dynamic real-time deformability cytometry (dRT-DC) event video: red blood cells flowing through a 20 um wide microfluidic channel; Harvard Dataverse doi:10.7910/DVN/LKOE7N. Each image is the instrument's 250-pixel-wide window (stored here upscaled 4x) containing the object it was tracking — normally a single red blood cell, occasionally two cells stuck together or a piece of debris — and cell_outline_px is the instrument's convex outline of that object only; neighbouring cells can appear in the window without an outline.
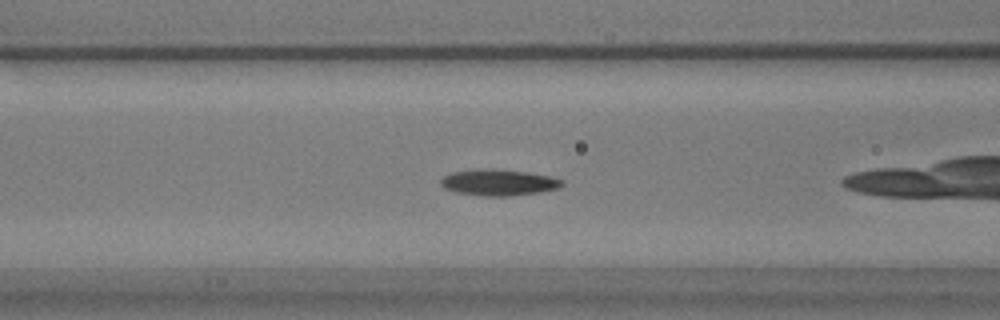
{"species": "common noctule bat (a hibernating species)", "species_latin": "Nyctalus noctula", "temperature_condition": "warm", "stored_images_in_passage": 11, "camera_frame_rate_fps": 3000, "um_per_image_px": 0.085, "animal": {"sex": "male", "body_mass_g": 17.9}, "frame": {"image": 1, "passage_image": 6, "time_ms": 1.667, "image_size_px": [1000, 320], "cell_outline_px": [[564, 184], [560, 188], [540, 192], [512, 196], [480, 196], [456, 192], [444, 188], [440, 184], [440, 180], [444, 176], [452, 172], [480, 168], [528, 172], [548, 176], [564, 180]], "centroid_in_image_um": [42.38, 15.52], "position_along_channel_um": 124.2, "area_um2": 18.61}}
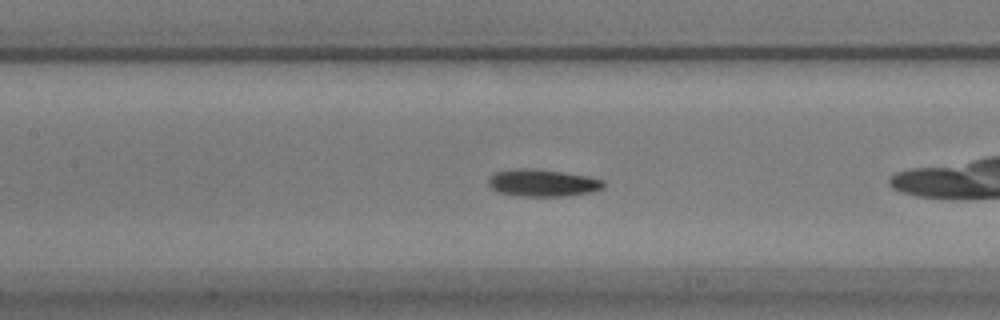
{"frame": {"image": 2, "passage_image": 9, "time_ms": 2.667, "image_size_px": [1000, 320], "cell_outline_px": [[604, 188], [588, 192], [564, 196], [516, 196], [496, 192], [488, 184], [488, 180], [496, 172], [512, 168], [536, 168], [588, 176], [604, 180]], "centroid_in_image_um": [46.09, 15.54], "position_along_channel_um": 161.3, "area_um2": 18.32}}